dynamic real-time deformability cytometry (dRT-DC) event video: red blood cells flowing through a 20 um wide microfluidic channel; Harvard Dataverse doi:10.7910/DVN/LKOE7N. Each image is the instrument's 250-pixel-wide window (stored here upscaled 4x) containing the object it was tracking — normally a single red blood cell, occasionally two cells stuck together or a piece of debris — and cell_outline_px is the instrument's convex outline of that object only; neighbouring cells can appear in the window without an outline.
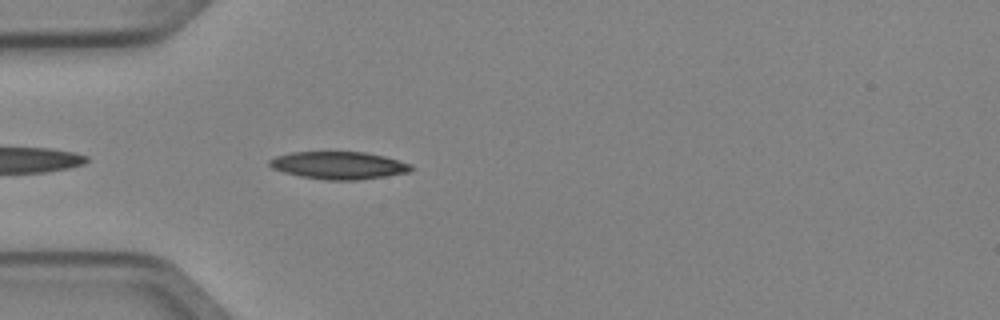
{"species": "Egyptian fruit bat (a non-hibernating species)", "species_latin": "Rousettus aegyptiacus", "temperature_condition": "cold", "stored_images_in_passage": 4, "camera_frame_rate_fps": 3000, "um_per_image_px": 0.085, "animal": {"sex": "female"}, "frame": {"image": 1, "passage_image": 4, "time_ms": 1.0, "image_size_px": [1000, 320], "cell_outline_px": [[412, 168], [408, 172], [384, 176], [356, 180], [328, 180], [300, 176], [284, 172], [272, 168], [268, 164], [268, 160], [276, 156], [292, 152], [364, 152], [384, 156], [412, 164]], "centroid_in_image_um": [28.76, 14.05], "position_along_channel_um": 56.2, "area_um2": 22.54}}